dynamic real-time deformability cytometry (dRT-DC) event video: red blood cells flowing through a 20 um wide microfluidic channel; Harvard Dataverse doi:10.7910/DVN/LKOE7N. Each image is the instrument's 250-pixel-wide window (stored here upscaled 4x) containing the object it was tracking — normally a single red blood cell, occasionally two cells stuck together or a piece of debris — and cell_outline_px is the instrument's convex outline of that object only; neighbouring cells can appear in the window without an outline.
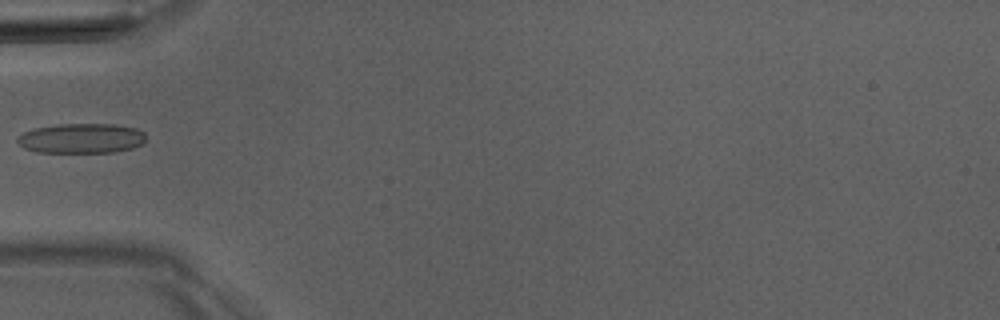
{"species": "Egyptian fruit bat (a non-hibernating species)", "species_latin": "Rousettus aegyptiacus", "temperature_condition": "room temperature", "stored_images_in_passage": 4, "camera_frame_rate_fps": 3000, "um_per_image_px": 0.085, "animal": {"sex": "male"}, "frame": {"image": 1, "passage_image": 3, "time_ms": 3.333, "image_size_px": [1000, 320], "cell_outline_px": [[144, 140], [140, 144], [132, 148], [112, 152], [36, 152], [24, 148], [16, 140], [24, 132], [36, 128], [60, 124], [116, 124], [136, 128], [144, 132]], "centroid_in_image_um": [6.92, 11.75], "position_along_channel_um": 78.1, "area_um2": 22.14}}